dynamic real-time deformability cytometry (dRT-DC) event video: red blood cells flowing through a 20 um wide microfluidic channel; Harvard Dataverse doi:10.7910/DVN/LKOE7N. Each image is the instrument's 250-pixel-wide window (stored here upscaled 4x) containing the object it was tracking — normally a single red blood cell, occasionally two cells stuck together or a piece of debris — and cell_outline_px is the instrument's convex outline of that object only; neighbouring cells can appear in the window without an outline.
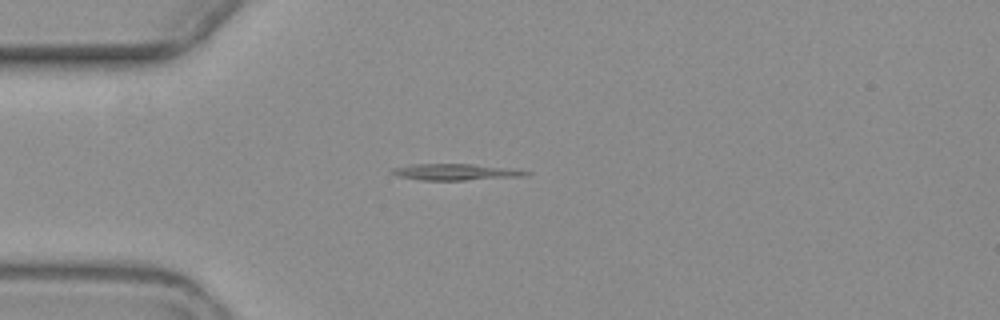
{"species": "common noctule bat (a hibernating species)", "species_latin": "Nyctalus noctula", "temperature_condition": "warm", "stored_images_in_passage": 6, "camera_frame_rate_fps": 3000, "um_per_image_px": 0.085, "animal": {"sex": "female", "body_mass_g": 19.3, "forearm_length_mm": 54.1}, "frame": {"image": 1, "passage_image": 2, "time_ms": 1.333, "image_size_px": [1000, 320], "cell_outline_px": [[532, 172], [528, 176], [464, 180], [420, 180], [400, 176], [388, 172], [392, 168], [416, 164], [472, 164]], "centroid_in_image_um": [38.67, 14.63], "position_along_channel_um": 46.3, "area_um2": 12.48}}
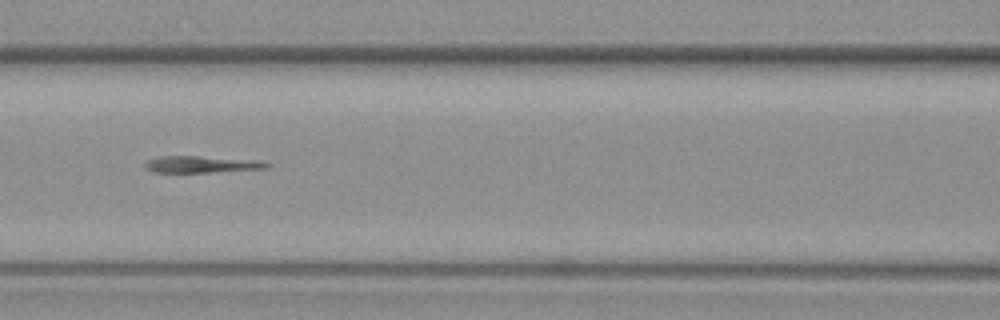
{"frame": {"image": 2, "passage_image": 5, "time_ms": 4.667, "image_size_px": [1000, 320], "cell_outline_px": [[272, 164], [268, 168], [208, 172], [152, 172], [144, 168], [144, 164], [148, 160], [160, 156], [196, 156], [256, 160]], "centroid_in_image_um": [17.09, 13.97], "position_along_channel_um": 149.5, "area_um2": 11.73}}
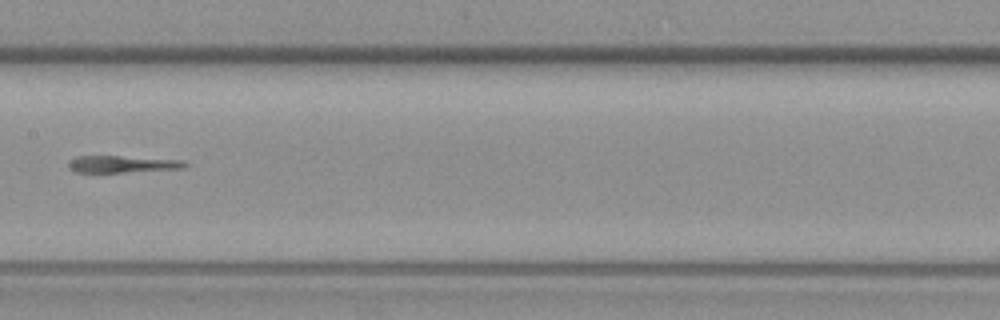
{"frame": {"image": 3, "passage_image": 6, "time_ms": 6.0, "image_size_px": [1000, 320], "cell_outline_px": [[188, 164], [184, 168], [120, 172], [76, 172], [68, 168], [68, 164], [76, 156], [120, 156], [184, 160]], "centroid_in_image_um": [10.4, 13.94], "position_along_channel_um": 197.0, "area_um2": 11.33}}